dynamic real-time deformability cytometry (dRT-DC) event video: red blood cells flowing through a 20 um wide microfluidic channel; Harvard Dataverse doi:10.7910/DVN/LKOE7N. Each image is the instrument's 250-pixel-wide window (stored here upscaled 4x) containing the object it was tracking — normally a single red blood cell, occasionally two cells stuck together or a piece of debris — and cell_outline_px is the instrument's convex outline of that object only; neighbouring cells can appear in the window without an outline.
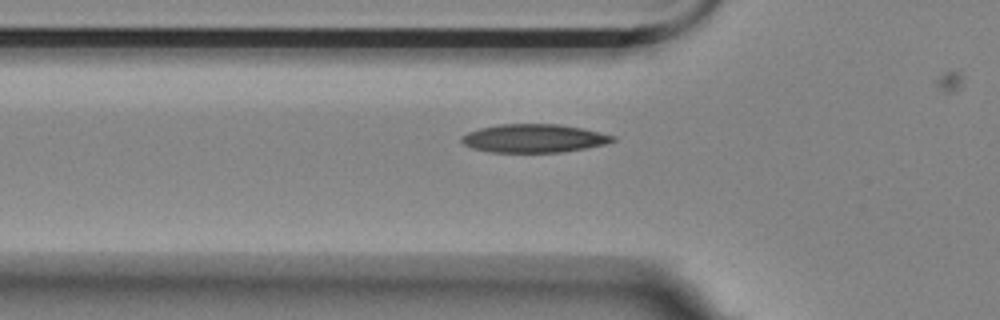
{"species": "Egyptian fruit bat (a non-hibernating species)", "species_latin": "Rousettus aegyptiacus", "temperature_condition": "room temperature", "stored_images_in_passage": 39, "camera_frame_rate_fps": 3000, "um_per_image_px": 0.085, "animal": {"sex": "female"}, "frame": {"image": 1, "passage_image": 7, "time_ms": 2.0, "image_size_px": [1000, 320], "cell_outline_px": [[616, 140], [604, 144], [584, 148], [560, 152], [488, 152], [472, 148], [464, 144], [460, 140], [460, 136], [468, 132], [480, 128], [500, 124], [560, 124], [584, 128], [616, 136]], "centroid_in_image_um": [45.37, 11.75], "position_along_channel_um": 80.4, "area_um2": 25.03}}
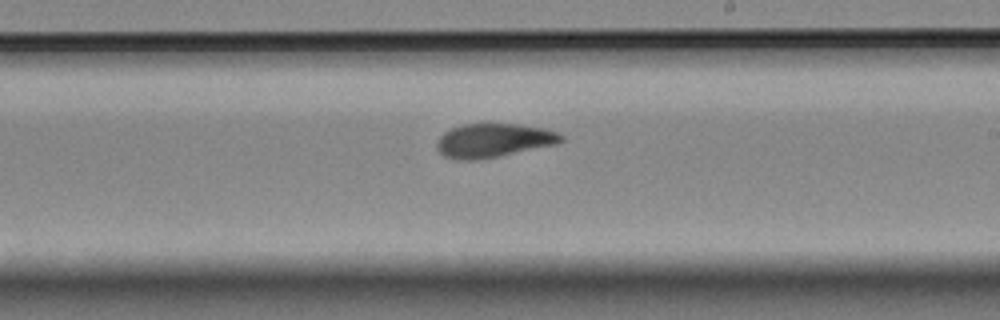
{"frame": {"image": 2, "passage_image": 21, "time_ms": 6.667, "image_size_px": [1000, 320], "cell_outline_px": [[564, 140], [556, 144], [500, 156], [476, 160], [456, 160], [444, 156], [436, 148], [436, 144], [440, 136], [444, 132], [452, 128], [464, 124], [520, 124], [544, 128], [556, 132], [564, 136]], "centroid_in_image_um": [41.94, 11.94], "position_along_channel_um": 247.1, "area_um2": 24.51}}
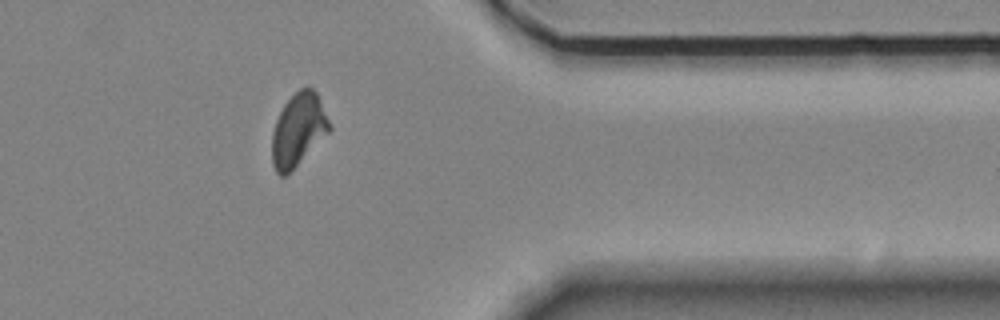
{"frame": {"image": 3, "passage_image": 34, "time_ms": 11.0, "image_size_px": [1000, 320], "cell_outline_px": [[332, 128], [284, 176], [280, 176], [276, 172], [272, 164], [272, 132], [276, 120], [284, 104], [300, 88], [308, 84], [316, 92], [332, 124]], "centroid_in_image_um": [25.35, 10.97], "position_along_channel_um": 386.1, "area_um2": 23.93}}